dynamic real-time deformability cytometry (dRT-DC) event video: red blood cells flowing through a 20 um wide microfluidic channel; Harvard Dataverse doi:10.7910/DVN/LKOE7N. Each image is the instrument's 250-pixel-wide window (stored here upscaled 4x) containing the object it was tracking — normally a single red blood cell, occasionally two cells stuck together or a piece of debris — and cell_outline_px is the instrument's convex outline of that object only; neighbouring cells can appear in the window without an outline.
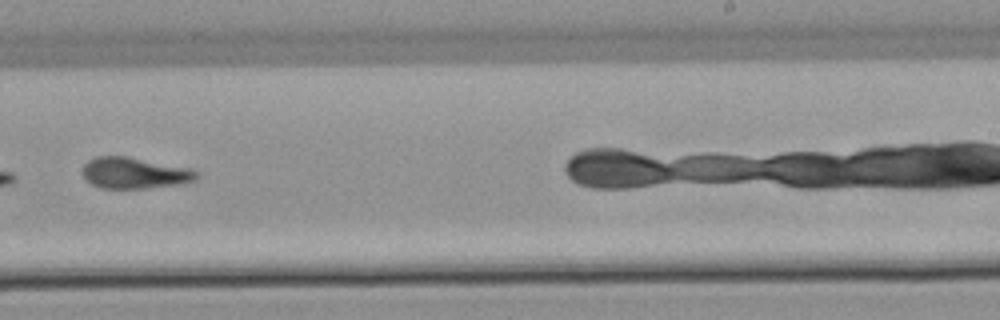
{"species": "common noctule bat (a hibernating species)", "species_latin": "Nyctalus noctula", "temperature_condition": "warm", "stored_images_in_passage": 12, "camera_frame_rate_fps": 3000, "um_per_image_px": 0.085, "animal": {"sex": "male", "body_mass_g": 21.5, "forearm_length_mm": 52.0}, "frame": {"image": 1, "passage_image": 7, "time_ms": 8.333, "image_size_px": [1000, 320], "cell_outline_px": [[200, 176], [196, 180], [184, 184], [144, 188], [100, 188], [92, 184], [84, 176], [84, 164], [88, 160], [96, 156], [128, 156], [192, 168], [200, 172]], "centroid_in_image_um": [11.52, 14.7], "position_along_channel_um": 277.5, "area_um2": 20.98}}